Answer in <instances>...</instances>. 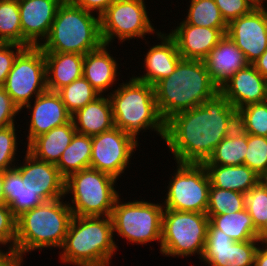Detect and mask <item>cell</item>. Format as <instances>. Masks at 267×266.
Here are the masks:
<instances>
[{"instance_id":"6da1fadb","label":"cell","mask_w":267,"mask_h":266,"mask_svg":"<svg viewBox=\"0 0 267 266\" xmlns=\"http://www.w3.org/2000/svg\"><path fill=\"white\" fill-rule=\"evenodd\" d=\"M237 124V110L218 92L165 122V142L175 162L203 164Z\"/></svg>"},{"instance_id":"7a4b0ae2","label":"cell","mask_w":267,"mask_h":266,"mask_svg":"<svg viewBox=\"0 0 267 266\" xmlns=\"http://www.w3.org/2000/svg\"><path fill=\"white\" fill-rule=\"evenodd\" d=\"M158 112L166 122L174 114L192 109L213 98L219 88L204 61L181 59L170 76L154 85Z\"/></svg>"},{"instance_id":"3957f363","label":"cell","mask_w":267,"mask_h":266,"mask_svg":"<svg viewBox=\"0 0 267 266\" xmlns=\"http://www.w3.org/2000/svg\"><path fill=\"white\" fill-rule=\"evenodd\" d=\"M114 239L111 216L73 215L58 259L75 266H111L118 249Z\"/></svg>"},{"instance_id":"277c9868","label":"cell","mask_w":267,"mask_h":266,"mask_svg":"<svg viewBox=\"0 0 267 266\" xmlns=\"http://www.w3.org/2000/svg\"><path fill=\"white\" fill-rule=\"evenodd\" d=\"M107 95L112 105L114 126L139 141V134L152 130L164 140L165 121L155 99L154 86L135 77L122 82Z\"/></svg>"},{"instance_id":"5b68a950","label":"cell","mask_w":267,"mask_h":266,"mask_svg":"<svg viewBox=\"0 0 267 266\" xmlns=\"http://www.w3.org/2000/svg\"><path fill=\"white\" fill-rule=\"evenodd\" d=\"M65 198L45 202L16 219L15 250L22 260L37 249H61L73 217Z\"/></svg>"},{"instance_id":"8992f818","label":"cell","mask_w":267,"mask_h":266,"mask_svg":"<svg viewBox=\"0 0 267 266\" xmlns=\"http://www.w3.org/2000/svg\"><path fill=\"white\" fill-rule=\"evenodd\" d=\"M102 44L100 17L64 0L58 7L48 37L39 47L43 52L85 55Z\"/></svg>"},{"instance_id":"52a82bcc","label":"cell","mask_w":267,"mask_h":266,"mask_svg":"<svg viewBox=\"0 0 267 266\" xmlns=\"http://www.w3.org/2000/svg\"><path fill=\"white\" fill-rule=\"evenodd\" d=\"M117 179L93 168L71 174L65 181V195L75 216H111L114 203L119 196Z\"/></svg>"},{"instance_id":"ba28073f","label":"cell","mask_w":267,"mask_h":266,"mask_svg":"<svg viewBox=\"0 0 267 266\" xmlns=\"http://www.w3.org/2000/svg\"><path fill=\"white\" fill-rule=\"evenodd\" d=\"M206 213L164 209L160 253L167 257H190L201 259L209 227Z\"/></svg>"},{"instance_id":"9c48e42d","label":"cell","mask_w":267,"mask_h":266,"mask_svg":"<svg viewBox=\"0 0 267 266\" xmlns=\"http://www.w3.org/2000/svg\"><path fill=\"white\" fill-rule=\"evenodd\" d=\"M163 211L162 203L143 199L124 202L119 195L111 214L113 235L118 234L129 243L142 246L156 240L159 243L162 237Z\"/></svg>"},{"instance_id":"30bf717a","label":"cell","mask_w":267,"mask_h":266,"mask_svg":"<svg viewBox=\"0 0 267 266\" xmlns=\"http://www.w3.org/2000/svg\"><path fill=\"white\" fill-rule=\"evenodd\" d=\"M169 177L164 209L206 213L210 179L203 164L179 163Z\"/></svg>"},{"instance_id":"8fae6325","label":"cell","mask_w":267,"mask_h":266,"mask_svg":"<svg viewBox=\"0 0 267 266\" xmlns=\"http://www.w3.org/2000/svg\"><path fill=\"white\" fill-rule=\"evenodd\" d=\"M146 5L145 0H117L109 6L100 16L103 44L111 46L116 38L122 44L126 40H144L146 35H157L159 30L154 29Z\"/></svg>"},{"instance_id":"7c38bea8","label":"cell","mask_w":267,"mask_h":266,"mask_svg":"<svg viewBox=\"0 0 267 266\" xmlns=\"http://www.w3.org/2000/svg\"><path fill=\"white\" fill-rule=\"evenodd\" d=\"M3 88L21 111L48 90L46 61L39 46L25 47L18 54Z\"/></svg>"},{"instance_id":"4fadbf2b","label":"cell","mask_w":267,"mask_h":266,"mask_svg":"<svg viewBox=\"0 0 267 266\" xmlns=\"http://www.w3.org/2000/svg\"><path fill=\"white\" fill-rule=\"evenodd\" d=\"M139 142L117 127L92 136L90 168L107 173L117 180L129 168Z\"/></svg>"},{"instance_id":"5bb4252c","label":"cell","mask_w":267,"mask_h":266,"mask_svg":"<svg viewBox=\"0 0 267 266\" xmlns=\"http://www.w3.org/2000/svg\"><path fill=\"white\" fill-rule=\"evenodd\" d=\"M267 7L258 5L228 24L227 35L252 64L267 49Z\"/></svg>"},{"instance_id":"9a60e30c","label":"cell","mask_w":267,"mask_h":266,"mask_svg":"<svg viewBox=\"0 0 267 266\" xmlns=\"http://www.w3.org/2000/svg\"><path fill=\"white\" fill-rule=\"evenodd\" d=\"M24 153L22 164L17 162L15 166L22 176L24 186L37 193L45 202L65 197L66 179L56 164L40 161L27 151Z\"/></svg>"},{"instance_id":"2e32d148","label":"cell","mask_w":267,"mask_h":266,"mask_svg":"<svg viewBox=\"0 0 267 266\" xmlns=\"http://www.w3.org/2000/svg\"><path fill=\"white\" fill-rule=\"evenodd\" d=\"M63 1L18 0L23 46H40L43 43Z\"/></svg>"},{"instance_id":"e0dca14e","label":"cell","mask_w":267,"mask_h":266,"mask_svg":"<svg viewBox=\"0 0 267 266\" xmlns=\"http://www.w3.org/2000/svg\"><path fill=\"white\" fill-rule=\"evenodd\" d=\"M32 102L24 107L30 111L31 117L29 119L28 134L26 135L27 145L34 138L71 120V114L67 111L57 92L46 90Z\"/></svg>"},{"instance_id":"ac0fdd59","label":"cell","mask_w":267,"mask_h":266,"mask_svg":"<svg viewBox=\"0 0 267 266\" xmlns=\"http://www.w3.org/2000/svg\"><path fill=\"white\" fill-rule=\"evenodd\" d=\"M219 92L236 109L267 101V79L252 64L238 70L225 82Z\"/></svg>"},{"instance_id":"d6986e66","label":"cell","mask_w":267,"mask_h":266,"mask_svg":"<svg viewBox=\"0 0 267 266\" xmlns=\"http://www.w3.org/2000/svg\"><path fill=\"white\" fill-rule=\"evenodd\" d=\"M156 36L157 41L160 40L161 42L153 44L147 49L148 51L144 55L145 59H143L144 66H142L145 73L143 71L142 75L140 73L139 76L132 75L137 80L152 86L163 78L170 76L182 59L175 40L168 33L159 31Z\"/></svg>"},{"instance_id":"ffe728a7","label":"cell","mask_w":267,"mask_h":266,"mask_svg":"<svg viewBox=\"0 0 267 266\" xmlns=\"http://www.w3.org/2000/svg\"><path fill=\"white\" fill-rule=\"evenodd\" d=\"M168 33L176 42L182 59L204 60L224 34L217 28L195 26L184 20Z\"/></svg>"},{"instance_id":"44dd1931","label":"cell","mask_w":267,"mask_h":266,"mask_svg":"<svg viewBox=\"0 0 267 266\" xmlns=\"http://www.w3.org/2000/svg\"><path fill=\"white\" fill-rule=\"evenodd\" d=\"M209 76L220 88L238 70L249 65L244 53L225 34L203 60Z\"/></svg>"},{"instance_id":"7402d4cb","label":"cell","mask_w":267,"mask_h":266,"mask_svg":"<svg viewBox=\"0 0 267 266\" xmlns=\"http://www.w3.org/2000/svg\"><path fill=\"white\" fill-rule=\"evenodd\" d=\"M109 47L107 44H102L98 49L84 55L83 77L100 95H105L110 89L113 91L115 81L117 84L118 73L121 75L116 61L119 58H114L110 54Z\"/></svg>"},{"instance_id":"603a6c76","label":"cell","mask_w":267,"mask_h":266,"mask_svg":"<svg viewBox=\"0 0 267 266\" xmlns=\"http://www.w3.org/2000/svg\"><path fill=\"white\" fill-rule=\"evenodd\" d=\"M105 96L100 95L71 115L77 133L92 137L115 127L112 105Z\"/></svg>"},{"instance_id":"cb8c5ba5","label":"cell","mask_w":267,"mask_h":266,"mask_svg":"<svg viewBox=\"0 0 267 266\" xmlns=\"http://www.w3.org/2000/svg\"><path fill=\"white\" fill-rule=\"evenodd\" d=\"M47 89L57 92L83 76L84 55L77 53L44 52Z\"/></svg>"},{"instance_id":"d4e9b609","label":"cell","mask_w":267,"mask_h":266,"mask_svg":"<svg viewBox=\"0 0 267 266\" xmlns=\"http://www.w3.org/2000/svg\"><path fill=\"white\" fill-rule=\"evenodd\" d=\"M75 133L76 129L71 119L68 123L34 138L27 145L26 151L40 161L57 164Z\"/></svg>"},{"instance_id":"484cf974","label":"cell","mask_w":267,"mask_h":266,"mask_svg":"<svg viewBox=\"0 0 267 266\" xmlns=\"http://www.w3.org/2000/svg\"><path fill=\"white\" fill-rule=\"evenodd\" d=\"M210 186L223 190L246 193L259 181L260 176L246 165H204Z\"/></svg>"},{"instance_id":"4316f807","label":"cell","mask_w":267,"mask_h":266,"mask_svg":"<svg viewBox=\"0 0 267 266\" xmlns=\"http://www.w3.org/2000/svg\"><path fill=\"white\" fill-rule=\"evenodd\" d=\"M3 189L6 205L16 219L24 212L45 203L37 193L24 186L22 176L15 167L4 171Z\"/></svg>"},{"instance_id":"83f0119b","label":"cell","mask_w":267,"mask_h":266,"mask_svg":"<svg viewBox=\"0 0 267 266\" xmlns=\"http://www.w3.org/2000/svg\"><path fill=\"white\" fill-rule=\"evenodd\" d=\"M92 137L75 133L56 164L61 175L67 179L71 174L90 167Z\"/></svg>"},{"instance_id":"f1b7e54d","label":"cell","mask_w":267,"mask_h":266,"mask_svg":"<svg viewBox=\"0 0 267 266\" xmlns=\"http://www.w3.org/2000/svg\"><path fill=\"white\" fill-rule=\"evenodd\" d=\"M247 151V133L238 126L214 149L203 165H244Z\"/></svg>"},{"instance_id":"f546056e","label":"cell","mask_w":267,"mask_h":266,"mask_svg":"<svg viewBox=\"0 0 267 266\" xmlns=\"http://www.w3.org/2000/svg\"><path fill=\"white\" fill-rule=\"evenodd\" d=\"M210 223L234 241L259 240L258 230L246 209L231 214L207 215Z\"/></svg>"},{"instance_id":"4dcf8cb0","label":"cell","mask_w":267,"mask_h":266,"mask_svg":"<svg viewBox=\"0 0 267 266\" xmlns=\"http://www.w3.org/2000/svg\"><path fill=\"white\" fill-rule=\"evenodd\" d=\"M232 240L220 229L209 223L204 252L200 262L207 266H229Z\"/></svg>"},{"instance_id":"1f68e13d","label":"cell","mask_w":267,"mask_h":266,"mask_svg":"<svg viewBox=\"0 0 267 266\" xmlns=\"http://www.w3.org/2000/svg\"><path fill=\"white\" fill-rule=\"evenodd\" d=\"M187 16L183 20L190 25L219 29L224 35L228 24L223 19L214 0H189Z\"/></svg>"},{"instance_id":"d6a6232c","label":"cell","mask_w":267,"mask_h":266,"mask_svg":"<svg viewBox=\"0 0 267 266\" xmlns=\"http://www.w3.org/2000/svg\"><path fill=\"white\" fill-rule=\"evenodd\" d=\"M57 93L71 115L100 96L83 76L59 89Z\"/></svg>"},{"instance_id":"836d02e7","label":"cell","mask_w":267,"mask_h":266,"mask_svg":"<svg viewBox=\"0 0 267 266\" xmlns=\"http://www.w3.org/2000/svg\"><path fill=\"white\" fill-rule=\"evenodd\" d=\"M0 43L22 45L18 0H0Z\"/></svg>"},{"instance_id":"e575fe53","label":"cell","mask_w":267,"mask_h":266,"mask_svg":"<svg viewBox=\"0 0 267 266\" xmlns=\"http://www.w3.org/2000/svg\"><path fill=\"white\" fill-rule=\"evenodd\" d=\"M237 124L247 134L267 137V101L238 109Z\"/></svg>"},{"instance_id":"d590c367","label":"cell","mask_w":267,"mask_h":266,"mask_svg":"<svg viewBox=\"0 0 267 266\" xmlns=\"http://www.w3.org/2000/svg\"><path fill=\"white\" fill-rule=\"evenodd\" d=\"M244 209L243 193L210 186L207 215L231 214Z\"/></svg>"},{"instance_id":"8d00e7d4","label":"cell","mask_w":267,"mask_h":266,"mask_svg":"<svg viewBox=\"0 0 267 266\" xmlns=\"http://www.w3.org/2000/svg\"><path fill=\"white\" fill-rule=\"evenodd\" d=\"M244 206L259 230L267 221V188L261 181L244 193Z\"/></svg>"},{"instance_id":"74e56055","label":"cell","mask_w":267,"mask_h":266,"mask_svg":"<svg viewBox=\"0 0 267 266\" xmlns=\"http://www.w3.org/2000/svg\"><path fill=\"white\" fill-rule=\"evenodd\" d=\"M244 165L259 176L267 170V137L247 134Z\"/></svg>"},{"instance_id":"f35d334b","label":"cell","mask_w":267,"mask_h":266,"mask_svg":"<svg viewBox=\"0 0 267 266\" xmlns=\"http://www.w3.org/2000/svg\"><path fill=\"white\" fill-rule=\"evenodd\" d=\"M16 125L0 128V171H6L14 168L18 156V131ZM16 161V162H15Z\"/></svg>"},{"instance_id":"ab89813d","label":"cell","mask_w":267,"mask_h":266,"mask_svg":"<svg viewBox=\"0 0 267 266\" xmlns=\"http://www.w3.org/2000/svg\"><path fill=\"white\" fill-rule=\"evenodd\" d=\"M261 240L236 241L231 246L229 266H254V258Z\"/></svg>"},{"instance_id":"60d3db41","label":"cell","mask_w":267,"mask_h":266,"mask_svg":"<svg viewBox=\"0 0 267 266\" xmlns=\"http://www.w3.org/2000/svg\"><path fill=\"white\" fill-rule=\"evenodd\" d=\"M225 22L229 24L238 17L248 14L258 6V0H214Z\"/></svg>"},{"instance_id":"b9f144b4","label":"cell","mask_w":267,"mask_h":266,"mask_svg":"<svg viewBox=\"0 0 267 266\" xmlns=\"http://www.w3.org/2000/svg\"><path fill=\"white\" fill-rule=\"evenodd\" d=\"M16 218L7 205L0 206V244L15 249ZM8 245V246H6Z\"/></svg>"},{"instance_id":"7bdbcfd3","label":"cell","mask_w":267,"mask_h":266,"mask_svg":"<svg viewBox=\"0 0 267 266\" xmlns=\"http://www.w3.org/2000/svg\"><path fill=\"white\" fill-rule=\"evenodd\" d=\"M25 48L13 43H0V87H3L15 58Z\"/></svg>"},{"instance_id":"ee69618b","label":"cell","mask_w":267,"mask_h":266,"mask_svg":"<svg viewBox=\"0 0 267 266\" xmlns=\"http://www.w3.org/2000/svg\"><path fill=\"white\" fill-rule=\"evenodd\" d=\"M19 113H21V110L14 103L6 90L0 87V128L17 124L15 119L16 115Z\"/></svg>"},{"instance_id":"f6af8a7d","label":"cell","mask_w":267,"mask_h":266,"mask_svg":"<svg viewBox=\"0 0 267 266\" xmlns=\"http://www.w3.org/2000/svg\"><path fill=\"white\" fill-rule=\"evenodd\" d=\"M74 5L99 17L117 0H70ZM98 12V13H97Z\"/></svg>"},{"instance_id":"bcb514c9","label":"cell","mask_w":267,"mask_h":266,"mask_svg":"<svg viewBox=\"0 0 267 266\" xmlns=\"http://www.w3.org/2000/svg\"><path fill=\"white\" fill-rule=\"evenodd\" d=\"M7 250L5 252L0 249V266H21L24 264V261L15 249L8 248Z\"/></svg>"},{"instance_id":"7dc6e473","label":"cell","mask_w":267,"mask_h":266,"mask_svg":"<svg viewBox=\"0 0 267 266\" xmlns=\"http://www.w3.org/2000/svg\"><path fill=\"white\" fill-rule=\"evenodd\" d=\"M254 266H267V241L260 242L254 258Z\"/></svg>"},{"instance_id":"c3c4849f","label":"cell","mask_w":267,"mask_h":266,"mask_svg":"<svg viewBox=\"0 0 267 266\" xmlns=\"http://www.w3.org/2000/svg\"><path fill=\"white\" fill-rule=\"evenodd\" d=\"M252 65L264 78L267 79V49L257 60L252 63Z\"/></svg>"},{"instance_id":"681fc988","label":"cell","mask_w":267,"mask_h":266,"mask_svg":"<svg viewBox=\"0 0 267 266\" xmlns=\"http://www.w3.org/2000/svg\"><path fill=\"white\" fill-rule=\"evenodd\" d=\"M3 186H4V171H0V206L6 205Z\"/></svg>"},{"instance_id":"f907efd6","label":"cell","mask_w":267,"mask_h":266,"mask_svg":"<svg viewBox=\"0 0 267 266\" xmlns=\"http://www.w3.org/2000/svg\"><path fill=\"white\" fill-rule=\"evenodd\" d=\"M258 237L261 241H267V221L266 223L258 230Z\"/></svg>"},{"instance_id":"816d5d0a","label":"cell","mask_w":267,"mask_h":266,"mask_svg":"<svg viewBox=\"0 0 267 266\" xmlns=\"http://www.w3.org/2000/svg\"><path fill=\"white\" fill-rule=\"evenodd\" d=\"M260 181L267 188V170L260 176Z\"/></svg>"},{"instance_id":"f5cc1de1","label":"cell","mask_w":267,"mask_h":266,"mask_svg":"<svg viewBox=\"0 0 267 266\" xmlns=\"http://www.w3.org/2000/svg\"><path fill=\"white\" fill-rule=\"evenodd\" d=\"M265 3H267V0H258V5L265 6V5H263Z\"/></svg>"}]
</instances>
